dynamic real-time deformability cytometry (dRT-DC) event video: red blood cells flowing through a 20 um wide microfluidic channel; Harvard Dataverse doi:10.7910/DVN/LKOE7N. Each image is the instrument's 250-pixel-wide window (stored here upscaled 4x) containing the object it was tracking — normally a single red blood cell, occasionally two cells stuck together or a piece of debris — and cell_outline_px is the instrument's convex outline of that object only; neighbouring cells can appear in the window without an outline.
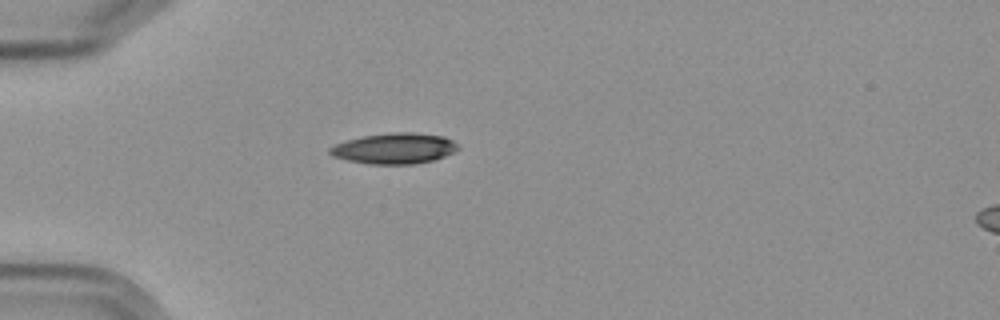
{"species": "Egyptian fruit bat (a non-hibernating species)", "species_latin": "Rousettus aegyptiacus", "temperature_condition": "cold", "stored_images_in_passage": 6, "camera_frame_rate_fps": 3000, "um_per_image_px": 0.085, "frame": {"image": 1, "passage_image": 6, "time_ms": 5.667, "image_size_px": [1000, 320], "cell_outline_px": [[460, 148], [444, 156], [432, 160], [412, 164], [368, 164], [348, 160], [332, 156], [328, 152], [328, 148], [336, 144], [348, 140], [364, 136], [392, 132], [412, 132], [444, 136], [452, 140]], "centroid_in_image_um": [33.51, 12.61], "position_along_channel_um": 51.5, "area_um2": 22.77}}